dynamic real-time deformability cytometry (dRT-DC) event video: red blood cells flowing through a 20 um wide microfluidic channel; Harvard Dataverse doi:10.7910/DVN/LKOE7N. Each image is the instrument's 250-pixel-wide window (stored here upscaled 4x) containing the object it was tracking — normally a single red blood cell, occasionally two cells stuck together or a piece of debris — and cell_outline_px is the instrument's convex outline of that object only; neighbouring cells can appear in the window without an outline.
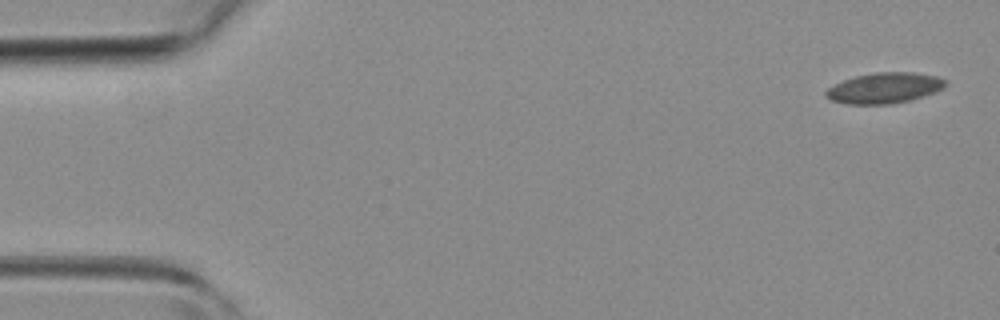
{"species": "common noctule bat (a hibernating species)", "species_latin": "Nyctalus noctula", "temperature_condition": "room temperature", "stored_images_in_passage": 4, "camera_frame_rate_fps": 3000, "um_per_image_px": 0.085, "animal": {"sex": "female", "body_mass_g": 19.3, "forearm_length_mm": 54.1}, "frame": {"image": 1, "passage_image": 1, "time_ms": 0.0, "image_size_px": [1000, 320], "cell_outline_px": [[948, 84], [944, 88], [936, 92], [924, 96], [908, 100], [888, 104], [848, 104], [832, 100], [824, 96], [824, 92], [828, 88], [844, 80], [856, 76], [876, 72], [912, 72], [936, 76], [948, 80]], "centroid_in_image_um": [75.21, 7.47], "position_along_channel_um": 9.8, "area_um2": 21.33}}
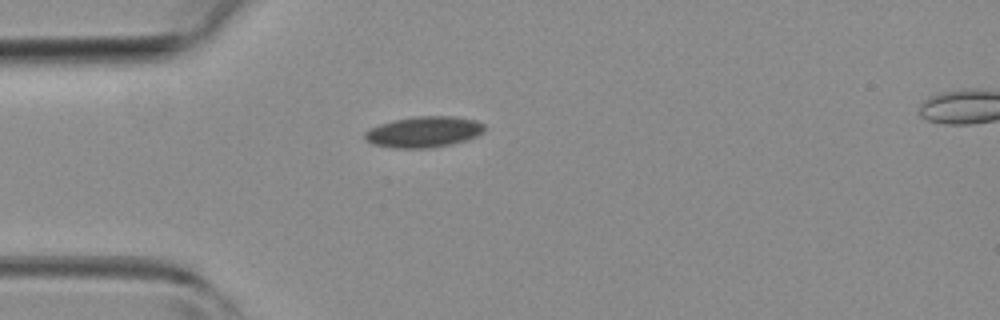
{"frame": {"image": 2, "passage_image": 3, "time_ms": 3.667, "image_size_px": [1000, 320], "cell_outline_px": [[484, 132], [468, 140], [452, 144], [432, 148], [392, 148], [372, 144], [364, 136], [364, 132], [380, 124], [396, 120], [420, 116], [452, 116], [476, 120], [484, 124]], "centroid_in_image_um": [36.06, 11.22], "position_along_channel_um": 48.9, "area_um2": 21.5}}